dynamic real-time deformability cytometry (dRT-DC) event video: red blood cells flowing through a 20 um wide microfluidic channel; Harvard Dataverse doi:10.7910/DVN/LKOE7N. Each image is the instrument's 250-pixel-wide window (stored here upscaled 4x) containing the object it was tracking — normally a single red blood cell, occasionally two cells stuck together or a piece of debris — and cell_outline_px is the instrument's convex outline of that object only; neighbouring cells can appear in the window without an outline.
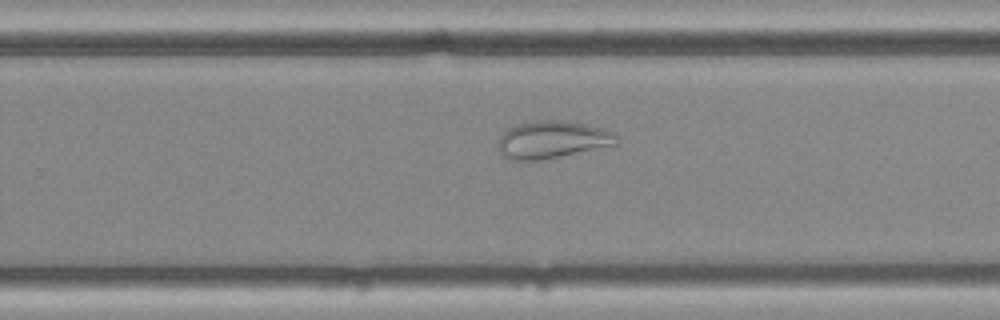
{"species": "common noctule bat (a hibernating species)", "species_latin": "Nyctalus noctula", "temperature_condition": "cold", "stored_images_in_passage": 37, "camera_frame_rate_fps": 3000, "um_per_image_px": 0.085, "animal": {"sex": "female", "body_mass_g": 25.1}, "frame": {"image": 1, "passage_image": 21, "time_ms": 6.667, "image_size_px": [1000, 320], "cell_outline_px": [[616, 148], [540, 160], [508, 160], [496, 148], [496, 144], [500, 136], [508, 128], [524, 120], [564, 120], [604, 128], [616, 132]], "centroid_in_image_um": [47.0, 11.89], "position_along_channel_um": 282.8, "area_um2": 27.11}}
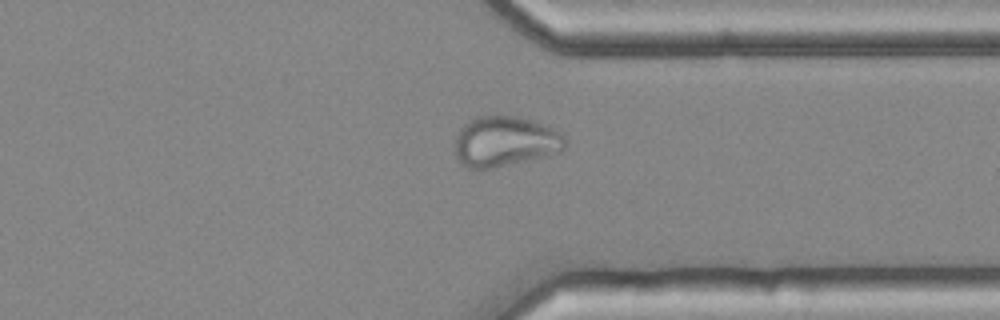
{"frame": {"image": 2, "passage_image": 28, "time_ms": 9.0, "image_size_px": [1000, 320], "cell_outline_px": [[568, 140], [564, 148], [544, 156], [488, 168], [468, 168], [456, 156], [452, 144], [460, 128], [468, 120], [476, 116], [520, 116], [544, 124], [560, 132]], "centroid_in_image_um": [42.89, 11.99], "position_along_channel_um": 368.5, "area_um2": 32.14}}
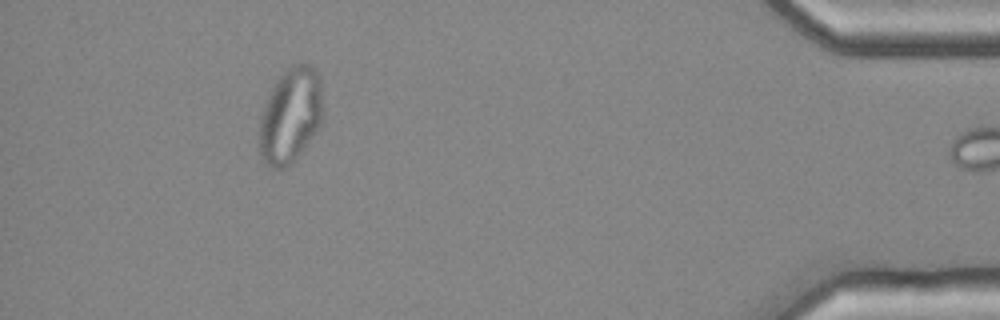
{"frame": {"image": 3, "passage_image": 36, "time_ms": 11.667, "image_size_px": [1000, 320], "cell_outline_px": [[324, 112], [320, 124], [316, 132], [296, 160], [292, 164], [284, 168], [272, 168], [264, 164], [260, 156], [256, 144], [260, 116], [264, 104], [272, 88], [280, 76], [288, 68], [300, 60], [308, 64], [320, 76]], "centroid_in_image_um": [24.67, 9.86], "position_along_channel_um": 410.5, "area_um2": 36.3}}